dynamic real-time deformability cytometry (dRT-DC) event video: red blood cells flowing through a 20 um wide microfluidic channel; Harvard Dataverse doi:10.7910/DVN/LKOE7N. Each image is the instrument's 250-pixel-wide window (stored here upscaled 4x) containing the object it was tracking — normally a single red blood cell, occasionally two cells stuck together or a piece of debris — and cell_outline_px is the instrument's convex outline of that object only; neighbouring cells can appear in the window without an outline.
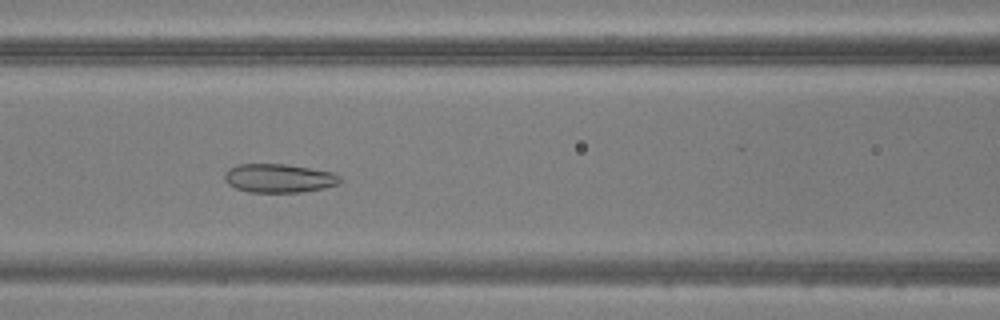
{"species": "common noctule bat (a hibernating species)", "species_latin": "Nyctalus noctula", "temperature_condition": "warm", "stored_images_in_passage": 37, "camera_frame_rate_fps": 3000, "um_per_image_px": 0.085, "animal": {"sex": "male", "body_mass_g": 20.5, "forearm_length_mm": 52.5}, "frame": {"image": 1, "passage_image": 9, "time_ms": 2.667, "image_size_px": [1000, 320], "cell_outline_px": [[344, 180], [340, 184], [324, 188], [300, 192], [248, 192], [236, 188], [228, 184], [224, 180], [224, 172], [228, 168], [236, 164], [284, 164], [332, 172], [340, 176]], "centroid_in_image_um": [23.7, 15.15], "position_along_channel_um": 142.9, "area_um2": 19.48}}
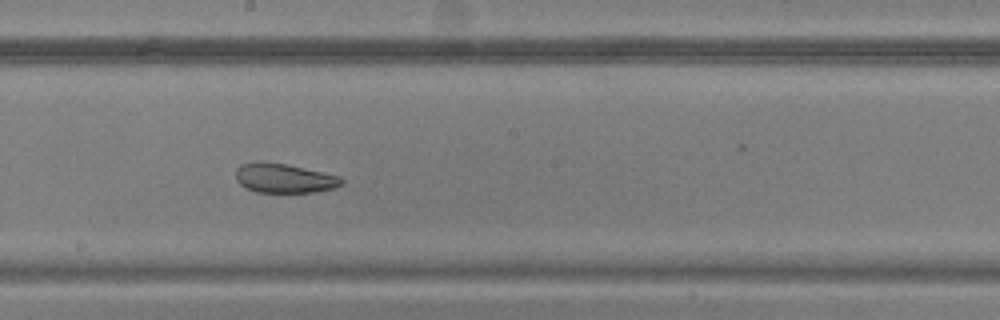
{"frame": {"image": 2, "passage_image": 15, "time_ms": 4.667, "image_size_px": [1000, 320], "cell_outline_px": [[344, 184], [332, 188], [316, 192], [256, 192], [240, 184], [236, 180], [236, 168], [240, 164], [256, 160], [284, 164], [340, 176], [344, 180]], "centroid_in_image_um": [24.13, 15.14], "position_along_channel_um": 224.1, "area_um2": 18.09}}
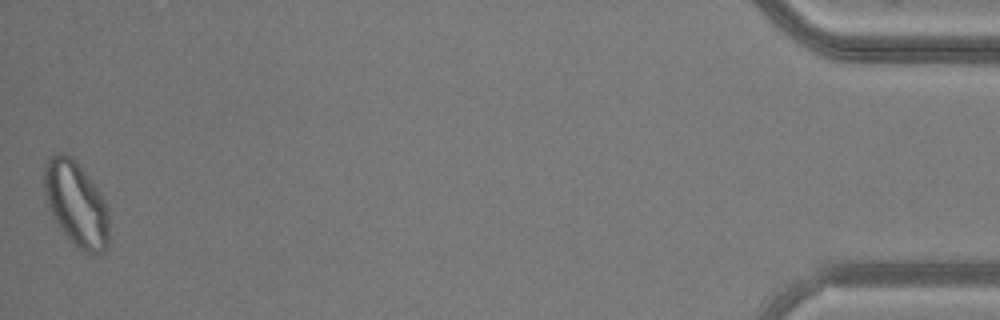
{"frame": {"image": 3, "passage_image": 37, "time_ms": 12.0, "image_size_px": [1000, 320], "cell_outline_px": [[108, 248], [100, 256], [84, 252], [72, 244], [60, 228], [52, 216], [44, 192], [44, 164], [48, 156], [60, 152], [72, 156], [96, 188], [104, 200], [108, 208]], "centroid_in_image_um": [6.47, 17.36], "position_along_channel_um": 428.7, "area_um2": 32.25}}